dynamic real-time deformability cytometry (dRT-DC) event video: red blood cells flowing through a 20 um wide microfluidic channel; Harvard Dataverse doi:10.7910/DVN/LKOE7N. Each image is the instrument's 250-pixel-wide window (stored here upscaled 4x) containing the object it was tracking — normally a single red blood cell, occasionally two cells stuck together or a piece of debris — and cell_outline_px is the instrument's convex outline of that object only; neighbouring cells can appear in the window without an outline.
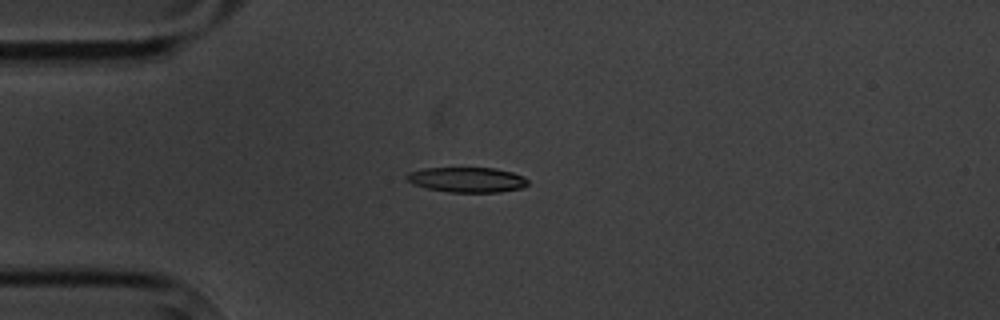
{"species": "common noctule bat (a hibernating species)", "species_latin": "Nyctalus noctula", "temperature_condition": "cold", "stored_images_in_passage": 3, "camera_frame_rate_fps": 3000, "um_per_image_px": 0.085, "animal": {"sex": "male", "body_mass_g": 20.1, "forearm_length_mm": 53.5}, "frame": {"image": 1, "passage_image": 1, "time_ms": 0.0, "image_size_px": [1000, 320], "cell_outline_px": [[528, 184], [520, 188], [500, 192], [448, 192], [428, 188], [412, 184], [404, 176], [408, 172], [424, 168], [496, 168], [512, 172], [524, 176], [528, 180]], "centroid_in_image_um": [39.69, 15.27], "position_along_channel_um": 45.3, "area_um2": 17.74}}
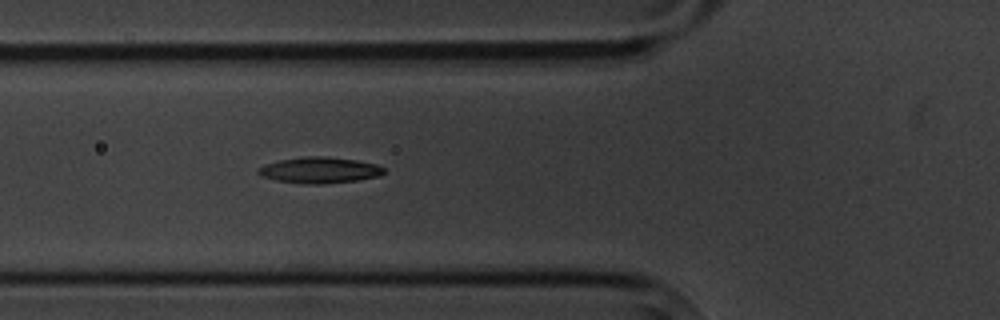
{"frame": {"image": 2, "passage_image": 3, "time_ms": 2.0, "image_size_px": [1000, 320], "cell_outline_px": [[384, 172], [380, 176], [356, 180], [324, 184], [308, 184], [276, 180], [260, 176], [256, 172], [264, 164], [280, 160], [304, 156], [328, 156], [356, 160], [376, 164], [384, 168]], "centroid_in_image_um": [27.15, 14.46], "position_along_channel_um": 98.6, "area_um2": 19.07}}